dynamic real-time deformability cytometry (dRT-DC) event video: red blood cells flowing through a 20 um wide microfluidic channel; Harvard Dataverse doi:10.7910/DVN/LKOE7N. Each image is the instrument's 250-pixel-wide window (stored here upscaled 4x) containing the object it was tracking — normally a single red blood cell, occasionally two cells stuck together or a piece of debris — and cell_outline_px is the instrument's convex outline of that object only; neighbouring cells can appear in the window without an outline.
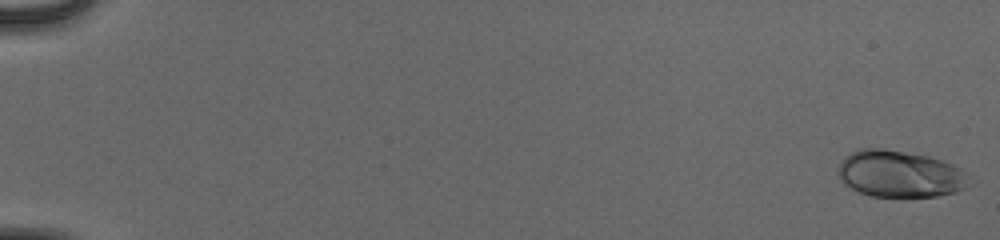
{"species": "human", "species_latin": "Homo sapiens", "temperature_condition": "cold", "stored_images_in_passage": 55, "camera_frame_rate_fps": 3000, "um_per_image_px": 0.085, "donor": {"sex": "male"}, "frame": {"image": 1, "passage_image": 1, "time_ms": 0.0, "image_size_px": [1000, 240], "cell_outline_px": [[968, 188], [956, 192], [936, 196], [872, 196], [860, 192], [844, 184], [840, 180], [836, 172], [840, 160], [852, 152], [860, 148], [884, 148], [928, 156], [952, 164], [960, 168], [964, 172]], "centroid_in_image_um": [76.43, 14.77], "position_along_channel_um": 8.6, "area_um2": 35.6}}
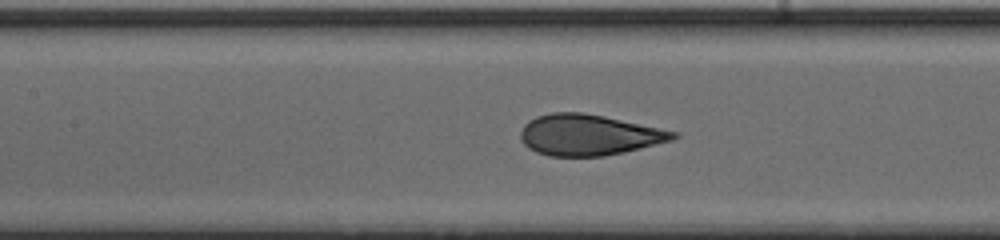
{"frame": {"image": 2, "passage_image": 28, "time_ms": 9.0, "image_size_px": [1000, 240], "cell_outline_px": [[680, 136], [672, 140], [624, 152], [604, 156], [548, 156], [536, 152], [528, 148], [524, 144], [520, 136], [520, 132], [524, 124], [528, 120], [536, 116], [552, 112], [584, 112], [604, 116], [680, 132]], "centroid_in_image_um": [50.04, 11.46], "position_along_channel_um": 157.4, "area_um2": 36.59}}
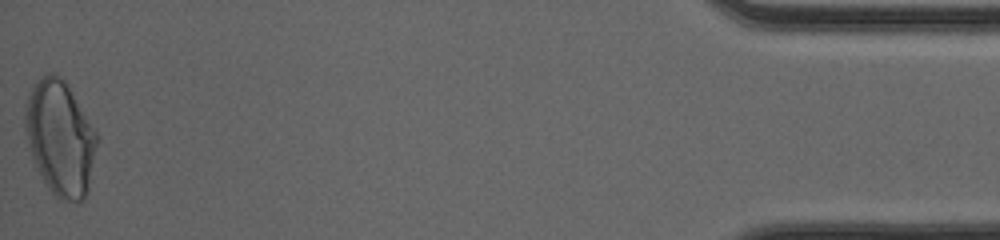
{"frame": {"image": 3, "passage_image": 55, "time_ms": 18.0, "image_size_px": [1000, 240], "cell_outline_px": [[100, 140], [88, 192], [84, 200], [80, 204], [60, 200], [48, 188], [32, 156], [24, 128], [24, 112], [28, 96], [32, 84], [44, 76], [52, 72], [60, 76], [64, 80], [96, 132]], "centroid_in_image_um": [5.14, 11.78], "position_along_channel_um": 430.1, "area_um2": 48.21}, "authors_computed_cell_mechanics": {"area_um2": 36.4718, "velocity_mm_per_s": 3.9483, "shape_relaxation_time_tau1_ms": 6.2907, "shape_relaxation_time_tau2_ms": null, "deformation_change_tau1": 0.2196, "deformation_change_tau2": null}}